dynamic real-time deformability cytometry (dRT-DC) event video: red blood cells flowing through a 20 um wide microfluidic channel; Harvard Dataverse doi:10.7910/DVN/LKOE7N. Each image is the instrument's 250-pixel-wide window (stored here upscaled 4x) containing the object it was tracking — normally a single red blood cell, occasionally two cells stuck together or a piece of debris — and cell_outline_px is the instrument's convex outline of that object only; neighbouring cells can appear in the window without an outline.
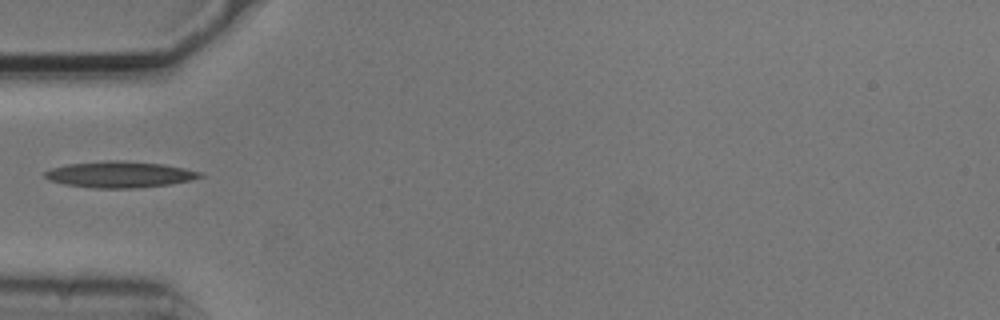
{"species": "common noctule bat (a hibernating species)", "species_latin": "Nyctalus noctula", "temperature_condition": "cold", "stored_images_in_passage": 3, "camera_frame_rate_fps": 3000, "um_per_image_px": 0.085, "animal": {"sex": "male", "body_mass_g": 20.5, "forearm_length_mm": 52.5}, "frame": {"image": 1, "passage_image": 2, "time_ms": 0.333, "image_size_px": [1000, 320], "cell_outline_px": [[204, 176], [192, 180], [168, 184], [136, 188], [92, 188], [64, 184], [48, 180], [44, 176], [44, 172], [52, 168], [68, 164], [104, 160], [124, 160], [164, 164], [204, 172]], "centroid_in_image_um": [10.19, 14.82], "position_along_channel_um": 74.8, "area_um2": 23.93}}